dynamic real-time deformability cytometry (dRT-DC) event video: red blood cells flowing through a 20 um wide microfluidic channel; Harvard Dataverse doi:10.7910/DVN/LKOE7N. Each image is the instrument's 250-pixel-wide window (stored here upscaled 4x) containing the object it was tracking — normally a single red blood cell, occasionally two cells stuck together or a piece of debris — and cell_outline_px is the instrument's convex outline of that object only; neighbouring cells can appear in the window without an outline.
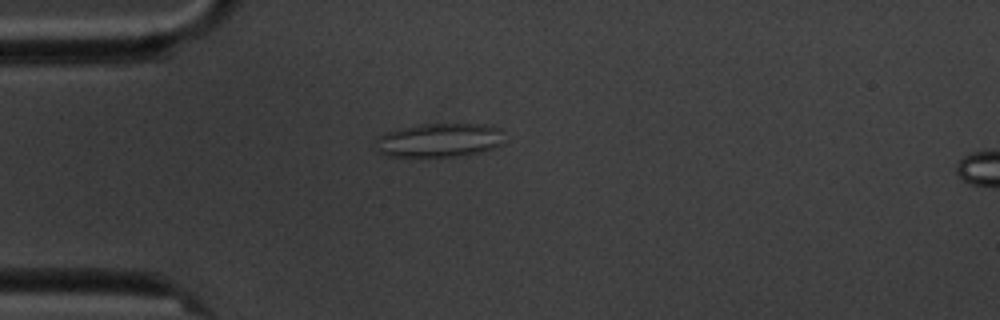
{"species": "common noctule bat (a hibernating species)", "species_latin": "Nyctalus noctula", "temperature_condition": "cold", "stored_images_in_passage": 10, "camera_frame_rate_fps": 3000, "um_per_image_px": 0.085, "animal": {"sex": "male", "body_mass_g": 20.1, "forearm_length_mm": 53.5}, "frame": {"image": 1, "passage_image": 4, "time_ms": 3.667, "image_size_px": [1000, 320], "cell_outline_px": [[504, 144], [480, 152], [460, 156], [408, 160], [388, 156], [376, 152], [376, 140], [380, 136], [388, 132], [420, 124], [484, 124], [500, 128]], "centroid_in_image_um": [37.29, 11.98], "position_along_channel_um": 47.7, "area_um2": 26.3}}
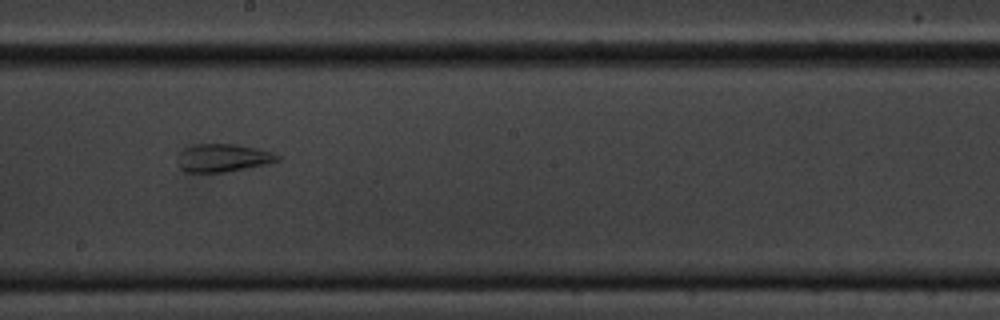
{"frame": {"image": 2, "passage_image": 9, "time_ms": 9.333, "image_size_px": [1000, 320], "cell_outline_px": [[280, 160], [264, 164], [224, 172], [184, 172], [176, 164], [180, 152], [184, 148], [192, 144], [236, 144], [256, 148], [272, 152], [280, 156]], "centroid_in_image_um": [18.89, 13.41], "position_along_channel_um": 229.3, "area_um2": 16.24}}
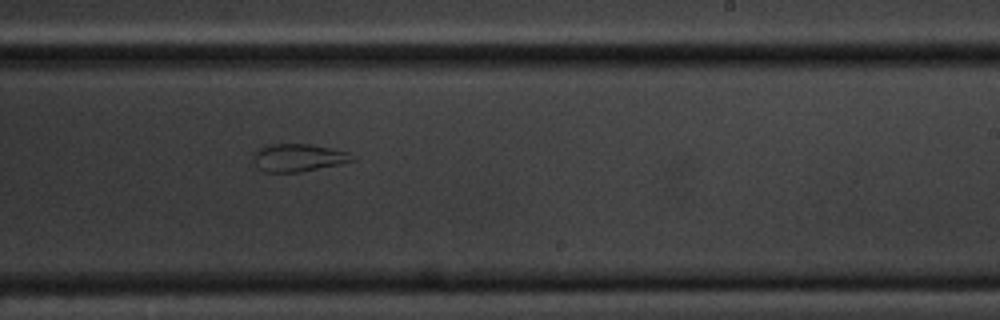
{"frame": {"image": 3, "passage_image": 10, "time_ms": 10.333, "image_size_px": [1000, 320], "cell_outline_px": [[356, 160], [300, 172], [264, 172], [256, 168], [252, 156], [252, 152], [256, 148], [268, 144], [308, 144], [348, 152]], "centroid_in_image_um": [25.24, 13.4], "position_along_channel_um": 263.8, "area_um2": 16.01}}